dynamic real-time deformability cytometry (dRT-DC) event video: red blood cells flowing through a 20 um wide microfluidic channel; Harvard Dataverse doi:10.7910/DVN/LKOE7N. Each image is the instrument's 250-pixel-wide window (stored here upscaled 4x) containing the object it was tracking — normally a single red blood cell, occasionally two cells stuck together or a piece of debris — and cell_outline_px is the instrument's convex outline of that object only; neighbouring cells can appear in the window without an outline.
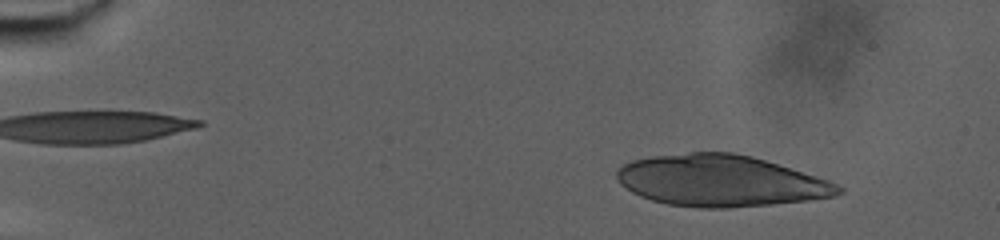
{"species": "human", "species_latin": "Homo sapiens", "temperature_condition": "warm", "stored_images_in_passage": 29, "camera_frame_rate_fps": 3000, "um_per_image_px": 0.085, "donor": {"sex": "male"}, "frame": {"image": 1, "passage_image": 9, "time_ms": 2.667, "image_size_px": [1000, 240], "cell_outline_px": [[844, 192], [836, 196], [808, 200], [772, 204], [728, 208], [700, 208], [668, 204], [652, 200], [640, 196], [632, 192], [620, 184], [616, 176], [616, 172], [624, 164], [632, 160], [656, 156], [692, 152], [732, 152], [752, 156], [816, 176], [828, 180], [844, 188]], "centroid_in_image_um": [61.26, 15.37], "position_along_channel_um": 23.7, "area_um2": 66.07}}